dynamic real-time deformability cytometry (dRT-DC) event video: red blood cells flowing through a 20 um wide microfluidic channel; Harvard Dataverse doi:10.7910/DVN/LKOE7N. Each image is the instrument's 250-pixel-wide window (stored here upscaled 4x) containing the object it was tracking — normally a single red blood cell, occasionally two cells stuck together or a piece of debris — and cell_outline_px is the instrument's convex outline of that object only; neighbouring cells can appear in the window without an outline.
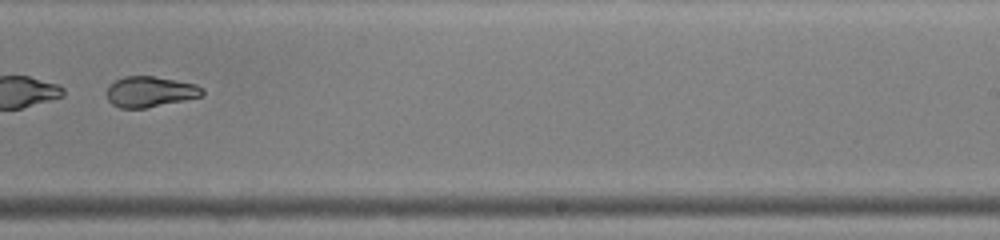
{"species": "common noctule bat (a hibernating species)", "species_latin": "Nyctalus noctula", "temperature_condition": "warm", "stored_images_in_passage": 43, "segment_of_instrument_passage": [2, 2], "camera_frame_rate_fps": 3000, "um_per_image_px": 0.085, "animal": {"sex": "male", "body_mass_g": 19.0, "forearm_length_mm": 50.8}, "frame": {"image": 1, "passage_image": 30, "time_ms": 9.667, "image_size_px": [1000, 240], "cell_outline_px": [[204, 96], [144, 108], [120, 108], [112, 104], [108, 100], [108, 88], [116, 80], [124, 76], [152, 76], [196, 84], [204, 88]], "centroid_in_image_um": [12.79, 7.8], "position_along_channel_um": 276.2, "area_um2": 16.88}}